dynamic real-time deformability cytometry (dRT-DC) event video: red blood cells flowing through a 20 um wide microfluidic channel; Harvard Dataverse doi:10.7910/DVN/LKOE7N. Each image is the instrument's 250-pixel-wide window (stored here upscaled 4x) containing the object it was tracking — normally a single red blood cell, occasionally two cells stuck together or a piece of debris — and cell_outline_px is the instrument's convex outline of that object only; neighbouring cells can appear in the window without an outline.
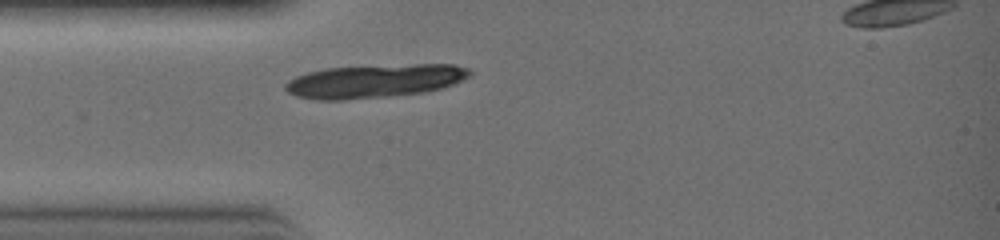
{"species": "common noctule bat (a hibernating species)", "species_latin": "Nyctalus noctula", "temperature_condition": "warm", "stored_images_in_passage": 3, "segment_of_instrument_passage": [1, 2], "camera_frame_rate_fps": 3000, "um_per_image_px": 0.085, "animal": {"sex": "female", "body_mass_g": 19.0, "forearm_length_mm": 51.5}, "frame": {"image": 1, "passage_image": 2, "time_ms": 0.333, "image_size_px": [1000, 240], "cell_outline_px": [[472, 72], [468, 76], [452, 84], [440, 88], [424, 92], [388, 96], [344, 100], [320, 100], [296, 96], [288, 92], [284, 88], [284, 84], [288, 80], [296, 76], [308, 72], [328, 68], [416, 64], [456, 64], [468, 68]], "centroid_in_image_um": [31.81, 6.89], "position_along_channel_um": 53.2, "area_um2": 35.6}}